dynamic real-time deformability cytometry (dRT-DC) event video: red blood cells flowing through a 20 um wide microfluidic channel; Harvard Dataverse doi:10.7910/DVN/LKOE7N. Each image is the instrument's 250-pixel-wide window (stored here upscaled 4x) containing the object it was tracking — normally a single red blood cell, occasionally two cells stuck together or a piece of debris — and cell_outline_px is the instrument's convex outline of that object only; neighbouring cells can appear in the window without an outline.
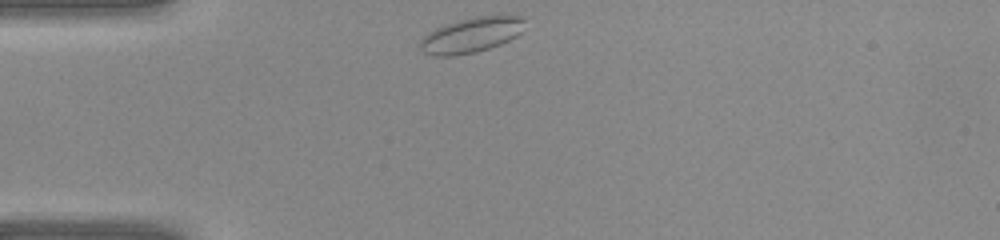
{"species": "common noctule bat (a hibernating species)", "species_latin": "Nyctalus noctula", "temperature_condition": "warm", "stored_images_in_passage": 26, "camera_frame_rate_fps": 3000, "um_per_image_px": 0.085, "animal": {"sex": "female", "body_mass_g": 22.0, "forearm_length_mm": 56.7}, "frame": {"image": 1, "passage_image": 1, "time_ms": 0.0, "image_size_px": [1000, 240], "cell_outline_px": [[524, 20], [520, 32], [516, 36], [500, 44], [476, 52], [452, 56], [432, 56], [420, 52], [420, 40], [428, 32], [436, 28], [460, 20], [476, 16], [524, 16]], "centroid_in_image_um": [40.0, 3.0], "position_along_channel_um": 45.0, "area_um2": 21.21}}
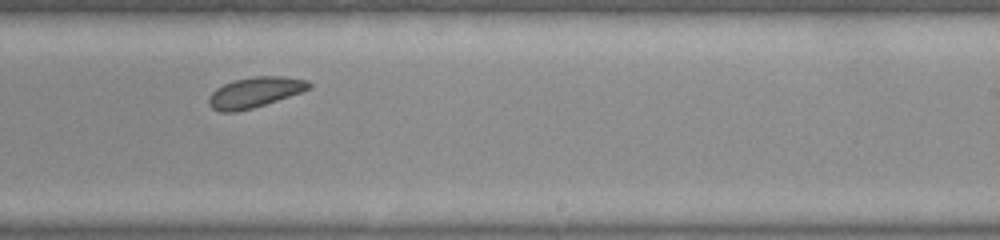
{"frame": {"image": 2, "passage_image": 16, "time_ms": 5.0, "image_size_px": [1000, 240], "cell_outline_px": [[312, 88], [252, 108], [236, 112], [220, 112], [212, 108], [208, 104], [208, 96], [216, 88], [232, 80], [256, 76], [284, 76], [308, 80], [312, 84]], "centroid_in_image_um": [21.64, 7.84], "position_along_channel_um": 267.4, "area_um2": 17.74}}
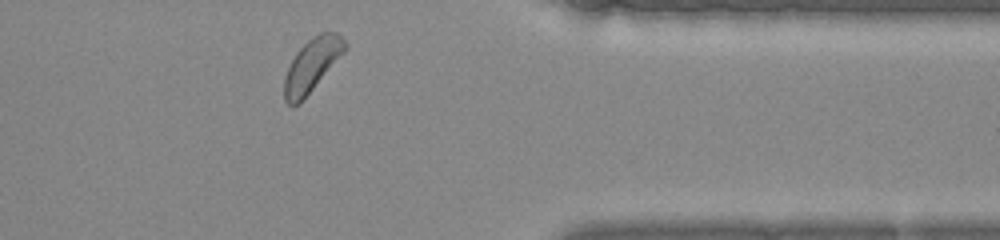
{"frame": {"image": 3, "passage_image": 24, "time_ms": 7.667, "image_size_px": [1000, 240], "cell_outline_px": [[348, 48], [300, 104], [288, 104], [284, 100], [284, 76], [296, 52], [312, 36], [320, 32], [336, 32], [348, 44]], "centroid_in_image_um": [26.52, 5.53], "position_along_channel_um": 384.9, "area_um2": 18.73}}